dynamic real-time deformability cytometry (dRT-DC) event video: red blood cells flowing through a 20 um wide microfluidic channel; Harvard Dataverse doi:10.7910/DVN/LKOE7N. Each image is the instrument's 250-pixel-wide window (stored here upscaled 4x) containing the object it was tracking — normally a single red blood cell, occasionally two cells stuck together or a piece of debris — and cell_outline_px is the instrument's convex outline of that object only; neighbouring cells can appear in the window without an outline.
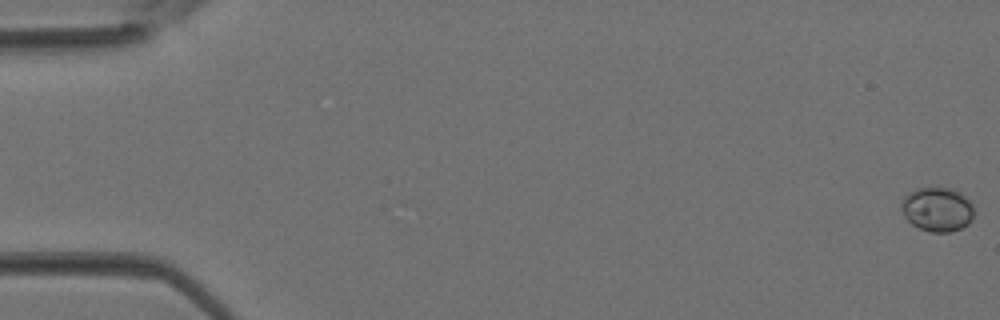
{"species": "Egyptian fruit bat (a non-hibernating species)", "species_latin": "Rousettus aegyptiacus", "temperature_condition": "room temperature", "stored_images_in_passage": 3, "segment_of_instrument_passage": [2, 2], "camera_frame_rate_fps": 3000, "um_per_image_px": 0.085, "animal": {"sex": "female"}, "frame": {"image": 1, "passage_image": 3, "time_ms": 0.667, "image_size_px": [1000, 320], "cell_outline_px": [[972, 220], [968, 224], [960, 228], [948, 232], [932, 232], [920, 228], [912, 224], [904, 216], [900, 208], [900, 204], [904, 196], [908, 192], [916, 188], [952, 188], [960, 192], [972, 204]], "centroid_in_image_um": [79.63, 17.78], "position_along_channel_um": 5.4, "area_um2": 18.67}}